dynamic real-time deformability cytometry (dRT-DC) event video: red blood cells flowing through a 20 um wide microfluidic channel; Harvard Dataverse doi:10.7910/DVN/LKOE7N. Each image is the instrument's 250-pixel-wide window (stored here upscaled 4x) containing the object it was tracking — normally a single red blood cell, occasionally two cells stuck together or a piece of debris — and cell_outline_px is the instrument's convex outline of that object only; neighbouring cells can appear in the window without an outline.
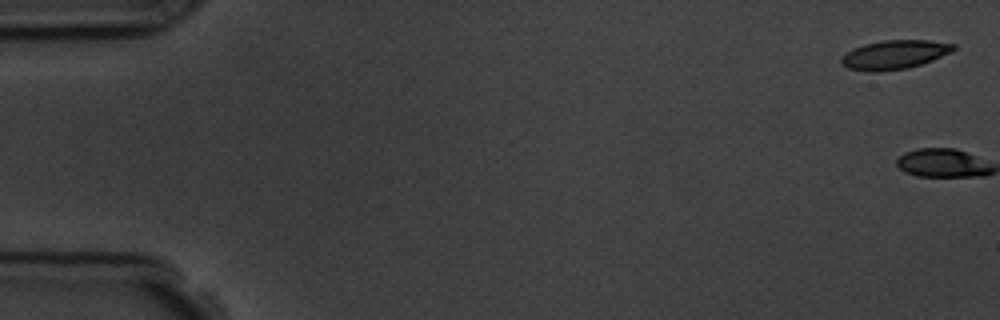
{"species": "common noctule bat (a hibernating species)", "species_latin": "Nyctalus noctula", "temperature_condition": "room temperature", "stored_images_in_passage": 6, "camera_frame_rate_fps": 3000, "um_per_image_px": 0.085, "animal": {"sex": "male", "body_mass_g": 19.5, "forearm_length_mm": 54.6}, "frame": {"image": 1, "passage_image": 1, "time_ms": 0.0, "image_size_px": [1000, 320], "cell_outline_px": [[956, 48], [952, 52], [932, 60], [908, 68], [880, 72], [872, 72], [848, 68], [840, 64], [840, 60], [852, 48], [864, 44], [884, 40], [928, 40], [956, 44]], "centroid_in_image_um": [76.03, 4.64], "position_along_channel_um": 9.0, "area_um2": 18.96}}